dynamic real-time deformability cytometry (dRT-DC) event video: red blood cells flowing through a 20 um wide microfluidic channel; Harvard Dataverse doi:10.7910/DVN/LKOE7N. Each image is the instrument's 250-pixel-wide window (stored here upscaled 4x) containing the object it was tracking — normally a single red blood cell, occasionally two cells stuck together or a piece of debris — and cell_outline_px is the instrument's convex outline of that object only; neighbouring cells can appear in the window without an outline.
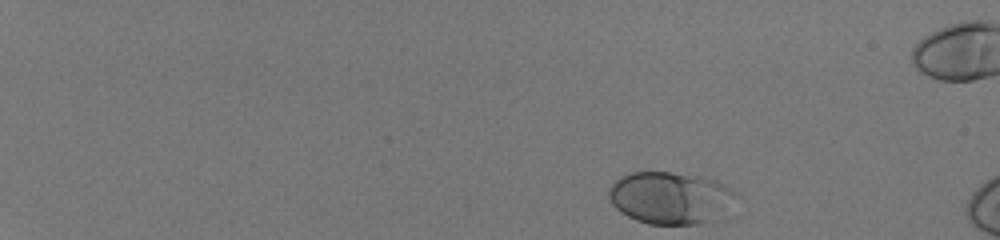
{"species": "human", "species_latin": "Homo sapiens", "temperature_condition": "room temperature", "stored_images_in_passage": 9, "camera_frame_rate_fps": 3000, "um_per_image_px": 0.085, "donor": {"sex": "male"}, "frame": {"image": 1, "passage_image": 1, "time_ms": 0.0, "image_size_px": [1000, 240], "cell_outline_px": [[736, 192], [724, 220], [696, 224], [648, 224], [636, 220], [628, 216], [616, 208], [612, 204], [608, 196], [608, 192], [612, 184], [616, 180], [628, 172], [672, 172], [704, 176], [716, 180]], "centroid_in_image_um": [57.03, 16.83], "position_along_channel_um": 28.0, "area_um2": 39.25}}